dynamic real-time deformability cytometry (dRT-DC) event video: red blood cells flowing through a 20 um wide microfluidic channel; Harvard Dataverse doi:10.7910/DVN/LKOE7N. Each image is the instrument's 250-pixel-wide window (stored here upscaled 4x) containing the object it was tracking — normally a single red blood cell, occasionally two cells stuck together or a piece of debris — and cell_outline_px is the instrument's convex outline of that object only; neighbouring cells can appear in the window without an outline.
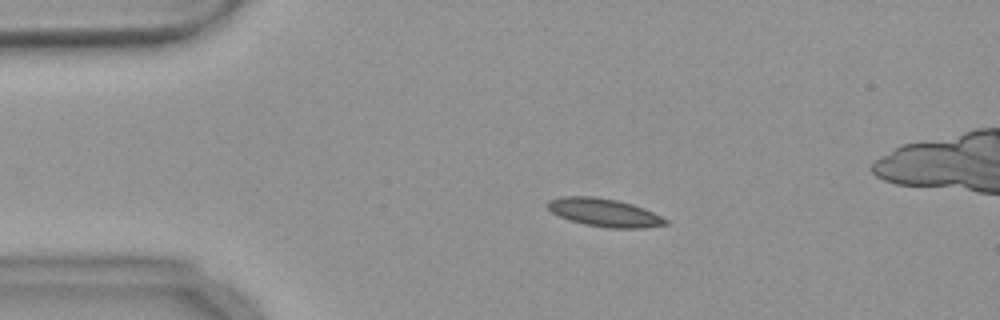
{"species": "common noctule bat (a hibernating species)", "species_latin": "Nyctalus noctula", "temperature_condition": "warm", "stored_images_in_passage": 56, "camera_frame_rate_fps": 3000, "um_per_image_px": 0.085, "animal": {"sex": "female", "body_mass_g": 18.4}, "frame": {"image": 1, "passage_image": 11, "time_ms": 3.333, "image_size_px": [1000, 320], "cell_outline_px": [[668, 224], [644, 228], [608, 228], [584, 224], [560, 216], [552, 212], [544, 204], [548, 200], [564, 196], [596, 196], [616, 200], [632, 204], [644, 208], [668, 220]], "centroid_in_image_um": [51.35, 18.06], "position_along_channel_um": 33.6, "area_um2": 19.25}}
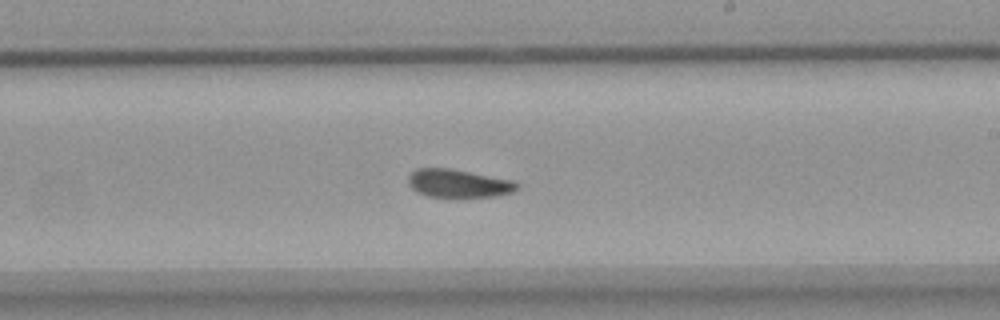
{"frame": {"image": 2, "passage_image": 32, "time_ms": 10.333, "image_size_px": [1000, 320], "cell_outline_px": [[520, 188], [512, 192], [496, 196], [460, 200], [452, 200], [428, 196], [416, 192], [408, 184], [408, 176], [416, 168], [448, 168], [516, 180], [520, 184]], "centroid_in_image_um": [39.01, 15.64], "position_along_channel_um": 250.0, "area_um2": 18.96}}
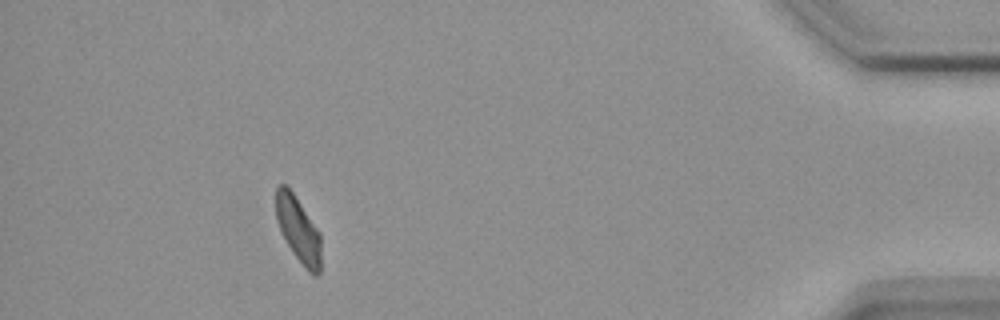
{"frame": {"image": 3, "passage_image": 50, "time_ms": 16.333, "image_size_px": [1000, 320], "cell_outline_px": [[320, 272], [316, 276], [308, 272], [304, 268], [292, 252], [276, 220], [276, 188], [280, 184], [288, 184], [320, 232]], "centroid_in_image_um": [25.36, 19.48], "position_along_channel_um": 409.8, "area_um2": 17.28}, "authors_computed_cell_mechanics": {"area_um2": 18.3804, "velocity_mm_per_s": 3.6545, "shape_relaxation_time_tau1_ms": 9.6114, "shape_relaxation_time_tau2_ms": 4.9633, "deformation_change_tau1": 0.1734, "deformation_change_tau2": 0.1028}}